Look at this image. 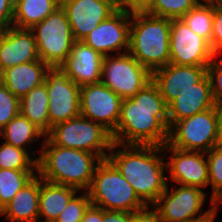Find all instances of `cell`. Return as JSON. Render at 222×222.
I'll list each match as a JSON object with an SVG mask.
<instances>
[{
	"label": "cell",
	"instance_id": "cell-41",
	"mask_svg": "<svg viewBox=\"0 0 222 222\" xmlns=\"http://www.w3.org/2000/svg\"><path fill=\"white\" fill-rule=\"evenodd\" d=\"M222 203V190L219 191L217 194H215L211 200H210V205H211V210L214 212L215 216L218 214V205Z\"/></svg>",
	"mask_w": 222,
	"mask_h": 222
},
{
	"label": "cell",
	"instance_id": "cell-4",
	"mask_svg": "<svg viewBox=\"0 0 222 222\" xmlns=\"http://www.w3.org/2000/svg\"><path fill=\"white\" fill-rule=\"evenodd\" d=\"M170 30L171 19L132 11L128 53L151 73L168 65Z\"/></svg>",
	"mask_w": 222,
	"mask_h": 222
},
{
	"label": "cell",
	"instance_id": "cell-37",
	"mask_svg": "<svg viewBox=\"0 0 222 222\" xmlns=\"http://www.w3.org/2000/svg\"><path fill=\"white\" fill-rule=\"evenodd\" d=\"M136 215L131 212L102 209V222H131Z\"/></svg>",
	"mask_w": 222,
	"mask_h": 222
},
{
	"label": "cell",
	"instance_id": "cell-18",
	"mask_svg": "<svg viewBox=\"0 0 222 222\" xmlns=\"http://www.w3.org/2000/svg\"><path fill=\"white\" fill-rule=\"evenodd\" d=\"M179 96L168 105L169 128L177 121L189 118L215 106L211 82L206 74L192 87L178 89Z\"/></svg>",
	"mask_w": 222,
	"mask_h": 222
},
{
	"label": "cell",
	"instance_id": "cell-9",
	"mask_svg": "<svg viewBox=\"0 0 222 222\" xmlns=\"http://www.w3.org/2000/svg\"><path fill=\"white\" fill-rule=\"evenodd\" d=\"M165 191L157 202L150 207L156 214L158 222H188L201 218L211 211L203 210L207 194L203 189L187 185H178Z\"/></svg>",
	"mask_w": 222,
	"mask_h": 222
},
{
	"label": "cell",
	"instance_id": "cell-30",
	"mask_svg": "<svg viewBox=\"0 0 222 222\" xmlns=\"http://www.w3.org/2000/svg\"><path fill=\"white\" fill-rule=\"evenodd\" d=\"M201 0H152L143 10L154 16L180 19Z\"/></svg>",
	"mask_w": 222,
	"mask_h": 222
},
{
	"label": "cell",
	"instance_id": "cell-2",
	"mask_svg": "<svg viewBox=\"0 0 222 222\" xmlns=\"http://www.w3.org/2000/svg\"><path fill=\"white\" fill-rule=\"evenodd\" d=\"M163 153V146L113 142L108 154V159L149 208L157 202L169 183L164 175L167 164Z\"/></svg>",
	"mask_w": 222,
	"mask_h": 222
},
{
	"label": "cell",
	"instance_id": "cell-10",
	"mask_svg": "<svg viewBox=\"0 0 222 222\" xmlns=\"http://www.w3.org/2000/svg\"><path fill=\"white\" fill-rule=\"evenodd\" d=\"M152 80V73L128 52L104 56L101 79L122 99L133 97Z\"/></svg>",
	"mask_w": 222,
	"mask_h": 222
},
{
	"label": "cell",
	"instance_id": "cell-5",
	"mask_svg": "<svg viewBox=\"0 0 222 222\" xmlns=\"http://www.w3.org/2000/svg\"><path fill=\"white\" fill-rule=\"evenodd\" d=\"M87 192L91 204L104 210L140 214L150 209L108 158L96 166Z\"/></svg>",
	"mask_w": 222,
	"mask_h": 222
},
{
	"label": "cell",
	"instance_id": "cell-45",
	"mask_svg": "<svg viewBox=\"0 0 222 222\" xmlns=\"http://www.w3.org/2000/svg\"><path fill=\"white\" fill-rule=\"evenodd\" d=\"M70 1H73V0H56L57 4L59 6H62V5L66 4L67 2H70Z\"/></svg>",
	"mask_w": 222,
	"mask_h": 222
},
{
	"label": "cell",
	"instance_id": "cell-46",
	"mask_svg": "<svg viewBox=\"0 0 222 222\" xmlns=\"http://www.w3.org/2000/svg\"><path fill=\"white\" fill-rule=\"evenodd\" d=\"M38 222H57V221H43V220H39Z\"/></svg>",
	"mask_w": 222,
	"mask_h": 222
},
{
	"label": "cell",
	"instance_id": "cell-29",
	"mask_svg": "<svg viewBox=\"0 0 222 222\" xmlns=\"http://www.w3.org/2000/svg\"><path fill=\"white\" fill-rule=\"evenodd\" d=\"M26 150L0 143V169L37 171V161Z\"/></svg>",
	"mask_w": 222,
	"mask_h": 222
},
{
	"label": "cell",
	"instance_id": "cell-35",
	"mask_svg": "<svg viewBox=\"0 0 222 222\" xmlns=\"http://www.w3.org/2000/svg\"><path fill=\"white\" fill-rule=\"evenodd\" d=\"M212 57L217 59V56L222 53V7L213 4V24L212 38L210 42ZM222 59V58H220Z\"/></svg>",
	"mask_w": 222,
	"mask_h": 222
},
{
	"label": "cell",
	"instance_id": "cell-27",
	"mask_svg": "<svg viewBox=\"0 0 222 222\" xmlns=\"http://www.w3.org/2000/svg\"><path fill=\"white\" fill-rule=\"evenodd\" d=\"M196 34L209 43L212 38L213 4L207 0L199 1L181 18Z\"/></svg>",
	"mask_w": 222,
	"mask_h": 222
},
{
	"label": "cell",
	"instance_id": "cell-38",
	"mask_svg": "<svg viewBox=\"0 0 222 222\" xmlns=\"http://www.w3.org/2000/svg\"><path fill=\"white\" fill-rule=\"evenodd\" d=\"M152 0H116L119 8L128 11H143Z\"/></svg>",
	"mask_w": 222,
	"mask_h": 222
},
{
	"label": "cell",
	"instance_id": "cell-17",
	"mask_svg": "<svg viewBox=\"0 0 222 222\" xmlns=\"http://www.w3.org/2000/svg\"><path fill=\"white\" fill-rule=\"evenodd\" d=\"M39 60L31 29L14 26L0 29V73L7 68Z\"/></svg>",
	"mask_w": 222,
	"mask_h": 222
},
{
	"label": "cell",
	"instance_id": "cell-34",
	"mask_svg": "<svg viewBox=\"0 0 222 222\" xmlns=\"http://www.w3.org/2000/svg\"><path fill=\"white\" fill-rule=\"evenodd\" d=\"M207 75L211 82V93L214 104H222V59L213 58L207 66Z\"/></svg>",
	"mask_w": 222,
	"mask_h": 222
},
{
	"label": "cell",
	"instance_id": "cell-19",
	"mask_svg": "<svg viewBox=\"0 0 222 222\" xmlns=\"http://www.w3.org/2000/svg\"><path fill=\"white\" fill-rule=\"evenodd\" d=\"M103 58L104 56L83 41H75L70 55L60 67L82 87L100 82Z\"/></svg>",
	"mask_w": 222,
	"mask_h": 222
},
{
	"label": "cell",
	"instance_id": "cell-16",
	"mask_svg": "<svg viewBox=\"0 0 222 222\" xmlns=\"http://www.w3.org/2000/svg\"><path fill=\"white\" fill-rule=\"evenodd\" d=\"M75 41H82L119 7L116 0H73L61 6Z\"/></svg>",
	"mask_w": 222,
	"mask_h": 222
},
{
	"label": "cell",
	"instance_id": "cell-15",
	"mask_svg": "<svg viewBox=\"0 0 222 222\" xmlns=\"http://www.w3.org/2000/svg\"><path fill=\"white\" fill-rule=\"evenodd\" d=\"M163 151L171 155L166 164L169 176L167 181L175 183L174 185H187L198 188H207L209 186L208 162L205 152L186 151L176 149L168 143L163 145Z\"/></svg>",
	"mask_w": 222,
	"mask_h": 222
},
{
	"label": "cell",
	"instance_id": "cell-43",
	"mask_svg": "<svg viewBox=\"0 0 222 222\" xmlns=\"http://www.w3.org/2000/svg\"><path fill=\"white\" fill-rule=\"evenodd\" d=\"M218 116H219V136L220 142H222V104L217 106Z\"/></svg>",
	"mask_w": 222,
	"mask_h": 222
},
{
	"label": "cell",
	"instance_id": "cell-8",
	"mask_svg": "<svg viewBox=\"0 0 222 222\" xmlns=\"http://www.w3.org/2000/svg\"><path fill=\"white\" fill-rule=\"evenodd\" d=\"M31 30L37 43L39 59L49 67L61 66L75 42L64 9L59 6Z\"/></svg>",
	"mask_w": 222,
	"mask_h": 222
},
{
	"label": "cell",
	"instance_id": "cell-42",
	"mask_svg": "<svg viewBox=\"0 0 222 222\" xmlns=\"http://www.w3.org/2000/svg\"><path fill=\"white\" fill-rule=\"evenodd\" d=\"M215 214L214 212L211 210L208 214H206L205 216L192 220V221H188V222H214L215 221Z\"/></svg>",
	"mask_w": 222,
	"mask_h": 222
},
{
	"label": "cell",
	"instance_id": "cell-13",
	"mask_svg": "<svg viewBox=\"0 0 222 222\" xmlns=\"http://www.w3.org/2000/svg\"><path fill=\"white\" fill-rule=\"evenodd\" d=\"M170 63L187 66H208L212 61L210 43L194 33L180 19H171Z\"/></svg>",
	"mask_w": 222,
	"mask_h": 222
},
{
	"label": "cell",
	"instance_id": "cell-36",
	"mask_svg": "<svg viewBox=\"0 0 222 222\" xmlns=\"http://www.w3.org/2000/svg\"><path fill=\"white\" fill-rule=\"evenodd\" d=\"M15 0H0V29L12 26Z\"/></svg>",
	"mask_w": 222,
	"mask_h": 222
},
{
	"label": "cell",
	"instance_id": "cell-22",
	"mask_svg": "<svg viewBox=\"0 0 222 222\" xmlns=\"http://www.w3.org/2000/svg\"><path fill=\"white\" fill-rule=\"evenodd\" d=\"M49 66L41 60L23 63L7 68L0 73V81L8 91L21 99L29 91L45 81Z\"/></svg>",
	"mask_w": 222,
	"mask_h": 222
},
{
	"label": "cell",
	"instance_id": "cell-20",
	"mask_svg": "<svg viewBox=\"0 0 222 222\" xmlns=\"http://www.w3.org/2000/svg\"><path fill=\"white\" fill-rule=\"evenodd\" d=\"M207 74V66H187L169 63L152 72V81L169 105L180 94L178 89L192 87Z\"/></svg>",
	"mask_w": 222,
	"mask_h": 222
},
{
	"label": "cell",
	"instance_id": "cell-12",
	"mask_svg": "<svg viewBox=\"0 0 222 222\" xmlns=\"http://www.w3.org/2000/svg\"><path fill=\"white\" fill-rule=\"evenodd\" d=\"M122 101L102 82L80 87V115L101 124L111 134L119 122Z\"/></svg>",
	"mask_w": 222,
	"mask_h": 222
},
{
	"label": "cell",
	"instance_id": "cell-14",
	"mask_svg": "<svg viewBox=\"0 0 222 222\" xmlns=\"http://www.w3.org/2000/svg\"><path fill=\"white\" fill-rule=\"evenodd\" d=\"M130 23L131 11L118 8L82 41L102 56L128 52Z\"/></svg>",
	"mask_w": 222,
	"mask_h": 222
},
{
	"label": "cell",
	"instance_id": "cell-26",
	"mask_svg": "<svg viewBox=\"0 0 222 222\" xmlns=\"http://www.w3.org/2000/svg\"><path fill=\"white\" fill-rule=\"evenodd\" d=\"M58 7L56 0H15L12 26L31 29Z\"/></svg>",
	"mask_w": 222,
	"mask_h": 222
},
{
	"label": "cell",
	"instance_id": "cell-7",
	"mask_svg": "<svg viewBox=\"0 0 222 222\" xmlns=\"http://www.w3.org/2000/svg\"><path fill=\"white\" fill-rule=\"evenodd\" d=\"M167 143L176 149L205 153L220 145L217 106L175 122L169 128Z\"/></svg>",
	"mask_w": 222,
	"mask_h": 222
},
{
	"label": "cell",
	"instance_id": "cell-11",
	"mask_svg": "<svg viewBox=\"0 0 222 222\" xmlns=\"http://www.w3.org/2000/svg\"><path fill=\"white\" fill-rule=\"evenodd\" d=\"M50 129L80 115V86L60 67H49L45 81Z\"/></svg>",
	"mask_w": 222,
	"mask_h": 222
},
{
	"label": "cell",
	"instance_id": "cell-31",
	"mask_svg": "<svg viewBox=\"0 0 222 222\" xmlns=\"http://www.w3.org/2000/svg\"><path fill=\"white\" fill-rule=\"evenodd\" d=\"M209 173V186L212 188V198L222 190V145L213 147L206 152Z\"/></svg>",
	"mask_w": 222,
	"mask_h": 222
},
{
	"label": "cell",
	"instance_id": "cell-24",
	"mask_svg": "<svg viewBox=\"0 0 222 222\" xmlns=\"http://www.w3.org/2000/svg\"><path fill=\"white\" fill-rule=\"evenodd\" d=\"M2 137L3 141L7 144L26 150L28 153L30 151L32 153V158L37 161L38 157H35L36 151L32 149L31 145L32 143L34 144V142H40L39 139L41 137L45 138L46 134L29 119L19 113L0 130V139Z\"/></svg>",
	"mask_w": 222,
	"mask_h": 222
},
{
	"label": "cell",
	"instance_id": "cell-40",
	"mask_svg": "<svg viewBox=\"0 0 222 222\" xmlns=\"http://www.w3.org/2000/svg\"><path fill=\"white\" fill-rule=\"evenodd\" d=\"M131 222H158L156 214L148 209L147 211L137 214Z\"/></svg>",
	"mask_w": 222,
	"mask_h": 222
},
{
	"label": "cell",
	"instance_id": "cell-44",
	"mask_svg": "<svg viewBox=\"0 0 222 222\" xmlns=\"http://www.w3.org/2000/svg\"><path fill=\"white\" fill-rule=\"evenodd\" d=\"M209 2H211L212 4L222 7V0H207Z\"/></svg>",
	"mask_w": 222,
	"mask_h": 222
},
{
	"label": "cell",
	"instance_id": "cell-33",
	"mask_svg": "<svg viewBox=\"0 0 222 222\" xmlns=\"http://www.w3.org/2000/svg\"><path fill=\"white\" fill-rule=\"evenodd\" d=\"M20 113V99L0 81V130Z\"/></svg>",
	"mask_w": 222,
	"mask_h": 222
},
{
	"label": "cell",
	"instance_id": "cell-32",
	"mask_svg": "<svg viewBox=\"0 0 222 222\" xmlns=\"http://www.w3.org/2000/svg\"><path fill=\"white\" fill-rule=\"evenodd\" d=\"M84 192V193H83ZM82 194L78 192L71 198L63 212L59 215L57 222H81L85 210L91 204L87 191Z\"/></svg>",
	"mask_w": 222,
	"mask_h": 222
},
{
	"label": "cell",
	"instance_id": "cell-28",
	"mask_svg": "<svg viewBox=\"0 0 222 222\" xmlns=\"http://www.w3.org/2000/svg\"><path fill=\"white\" fill-rule=\"evenodd\" d=\"M36 175L35 171L0 169V210Z\"/></svg>",
	"mask_w": 222,
	"mask_h": 222
},
{
	"label": "cell",
	"instance_id": "cell-6",
	"mask_svg": "<svg viewBox=\"0 0 222 222\" xmlns=\"http://www.w3.org/2000/svg\"><path fill=\"white\" fill-rule=\"evenodd\" d=\"M45 138L53 145L96 154L101 160L108 158L113 143L107 129L81 115L56 124Z\"/></svg>",
	"mask_w": 222,
	"mask_h": 222
},
{
	"label": "cell",
	"instance_id": "cell-21",
	"mask_svg": "<svg viewBox=\"0 0 222 222\" xmlns=\"http://www.w3.org/2000/svg\"><path fill=\"white\" fill-rule=\"evenodd\" d=\"M40 188L41 178L36 175L0 210V215L10 222H38Z\"/></svg>",
	"mask_w": 222,
	"mask_h": 222
},
{
	"label": "cell",
	"instance_id": "cell-23",
	"mask_svg": "<svg viewBox=\"0 0 222 222\" xmlns=\"http://www.w3.org/2000/svg\"><path fill=\"white\" fill-rule=\"evenodd\" d=\"M78 191L74 187L48 182L41 178L39 220L56 221Z\"/></svg>",
	"mask_w": 222,
	"mask_h": 222
},
{
	"label": "cell",
	"instance_id": "cell-25",
	"mask_svg": "<svg viewBox=\"0 0 222 222\" xmlns=\"http://www.w3.org/2000/svg\"><path fill=\"white\" fill-rule=\"evenodd\" d=\"M48 103L49 100L45 82L29 91L20 99V113L45 134L50 131Z\"/></svg>",
	"mask_w": 222,
	"mask_h": 222
},
{
	"label": "cell",
	"instance_id": "cell-3",
	"mask_svg": "<svg viewBox=\"0 0 222 222\" xmlns=\"http://www.w3.org/2000/svg\"><path fill=\"white\" fill-rule=\"evenodd\" d=\"M37 160V175L48 182L71 186L82 192L92 183L96 166L101 159L93 153L64 148L42 142Z\"/></svg>",
	"mask_w": 222,
	"mask_h": 222
},
{
	"label": "cell",
	"instance_id": "cell-1",
	"mask_svg": "<svg viewBox=\"0 0 222 222\" xmlns=\"http://www.w3.org/2000/svg\"><path fill=\"white\" fill-rule=\"evenodd\" d=\"M114 143L163 146L169 138L168 105L151 80L133 97L123 99Z\"/></svg>",
	"mask_w": 222,
	"mask_h": 222
},
{
	"label": "cell",
	"instance_id": "cell-39",
	"mask_svg": "<svg viewBox=\"0 0 222 222\" xmlns=\"http://www.w3.org/2000/svg\"><path fill=\"white\" fill-rule=\"evenodd\" d=\"M81 222H102V208L90 204L85 210Z\"/></svg>",
	"mask_w": 222,
	"mask_h": 222
}]
</instances>
